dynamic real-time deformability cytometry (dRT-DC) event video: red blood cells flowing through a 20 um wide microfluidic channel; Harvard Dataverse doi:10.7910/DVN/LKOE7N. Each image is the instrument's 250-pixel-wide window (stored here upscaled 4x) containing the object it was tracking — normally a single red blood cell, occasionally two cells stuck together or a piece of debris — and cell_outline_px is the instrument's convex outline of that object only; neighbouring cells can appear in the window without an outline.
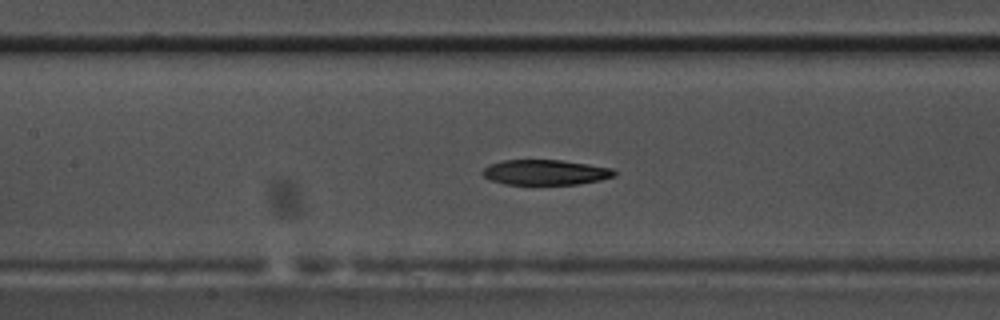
{"species": "common noctule bat (a hibernating species)", "species_latin": "Nyctalus noctula", "temperature_condition": "warm", "stored_images_in_passage": 57, "camera_frame_rate_fps": 3000, "um_per_image_px": 0.085, "animal": {"sex": "male", "body_mass_g": 17.5, "forearm_length_mm": 52.3}, "frame": {"image": 1, "passage_image": 26, "time_ms": 8.333, "image_size_px": [1000, 320], "cell_outline_px": [[616, 176], [600, 180], [576, 184], [504, 184], [492, 180], [484, 176], [480, 172], [488, 164], [500, 160], [560, 160], [588, 164], [612, 168], [616, 172]], "centroid_in_image_um": [46.34, 14.64], "position_along_channel_um": 161.1, "area_um2": 19.36}}
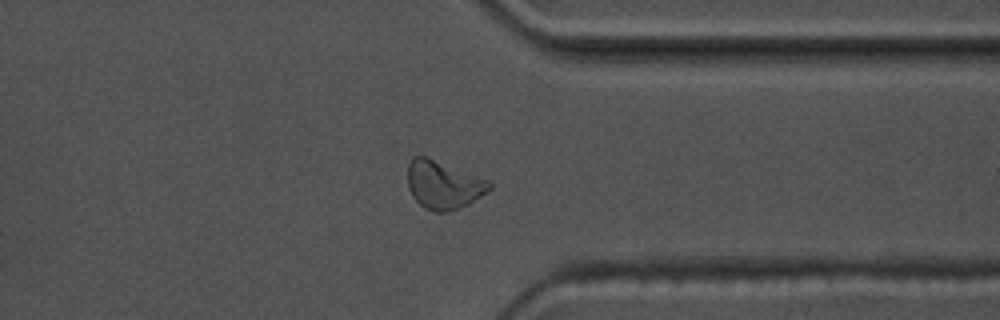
{"frame": {"image": 2, "passage_image": 44, "time_ms": 14.333, "image_size_px": [1000, 320], "cell_outline_px": [[492, 188], [468, 204], [460, 208], [448, 212], [432, 212], [424, 208], [412, 196], [408, 188], [408, 164], [412, 156], [424, 156], [488, 180], [492, 184]], "centroid_in_image_um": [37.66, 15.74], "position_along_channel_um": 373.7, "area_um2": 22.72}}
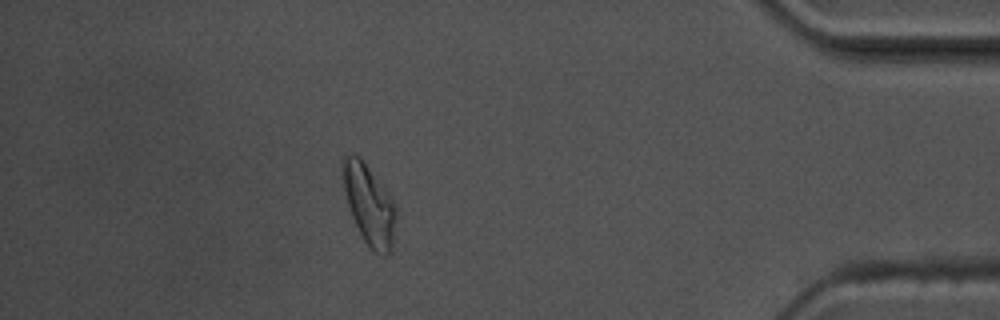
{"frame": {"image": 3, "passage_image": 50, "time_ms": 16.333, "image_size_px": [1000, 320], "cell_outline_px": [[396, 220], [392, 252], [388, 256], [380, 256], [364, 240], [352, 216], [348, 204], [344, 188], [340, 168], [340, 160], [344, 156], [352, 152], [360, 156], [384, 188], [392, 200], [396, 208]], "centroid_in_image_um": [31.36, 17.37], "position_along_channel_um": 403.8, "area_um2": 24.97}, "authors_computed_cell_mechanics": {"area_um2": 21.0392, "velocity_mm_per_s": 3.5931, "shape_relaxation_time_tau1_ms": 5.6554, "shape_relaxation_time_tau2_ms": 9.3853, "deformation_change_tau1": 0.1767, "deformation_change_tau2": 0.1974}}